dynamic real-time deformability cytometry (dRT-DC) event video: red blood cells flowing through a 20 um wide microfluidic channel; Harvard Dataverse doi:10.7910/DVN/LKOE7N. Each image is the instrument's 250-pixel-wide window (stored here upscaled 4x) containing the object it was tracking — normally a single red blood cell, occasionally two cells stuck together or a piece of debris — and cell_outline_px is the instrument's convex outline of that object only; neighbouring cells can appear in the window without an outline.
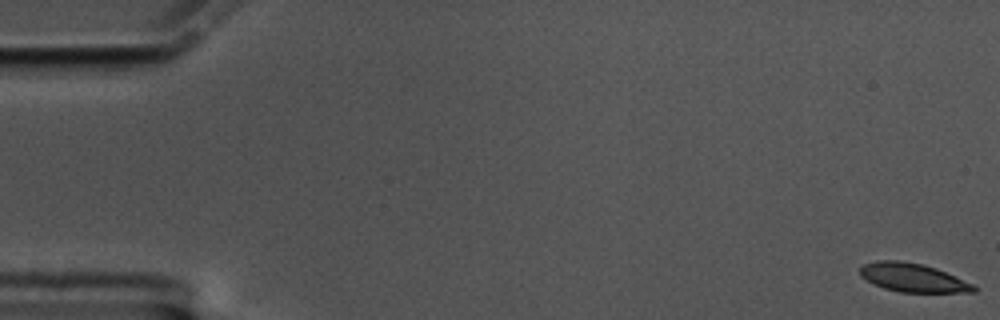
{"species": "common noctule bat (a hibernating species)", "species_latin": "Nyctalus noctula", "temperature_condition": "cold", "stored_images_in_passage": 14, "camera_frame_rate_fps": 3000, "um_per_image_px": 0.085, "animal": {"sex": "male", "body_mass_g": 17.5, "forearm_length_mm": 52.3}, "frame": {"image": 1, "passage_image": 1, "time_ms": 0.0, "image_size_px": [1000, 320], "cell_outline_px": [[976, 292], [900, 292], [884, 288], [860, 276], [860, 268], [864, 264], [876, 260], [900, 260], [924, 264], [936, 268], [976, 284]], "centroid_in_image_um": [77.64, 23.59], "position_along_channel_um": 7.4, "area_um2": 19.02}}